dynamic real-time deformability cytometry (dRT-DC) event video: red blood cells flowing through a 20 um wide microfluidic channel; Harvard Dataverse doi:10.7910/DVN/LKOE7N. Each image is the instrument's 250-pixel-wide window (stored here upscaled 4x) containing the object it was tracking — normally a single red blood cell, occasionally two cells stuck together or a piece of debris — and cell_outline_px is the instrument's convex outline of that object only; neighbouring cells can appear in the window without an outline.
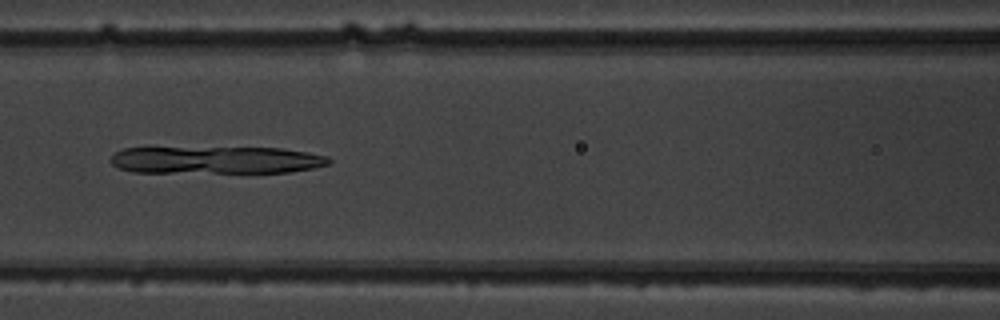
{"species": "common noctule bat (a hibernating species)", "species_latin": "Nyctalus noctula", "temperature_condition": "warm", "stored_images_in_passage": 6, "camera_frame_rate_fps": 3000, "um_per_image_px": 0.085, "animal": {"sex": "male", "body_mass_g": 19.5, "forearm_length_mm": 54.6}, "frame": {"image": 1, "passage_image": 3, "time_ms": 2.333, "image_size_px": [1000, 320], "cell_outline_px": [[332, 160], [328, 164], [312, 168], [288, 172], [132, 172], [120, 168], [112, 164], [108, 160], [116, 152], [124, 148], [284, 148], [308, 152], [328, 156]], "centroid_in_image_um": [18.38, 13.6], "position_along_channel_um": 148.2, "area_um2": 34.62}}
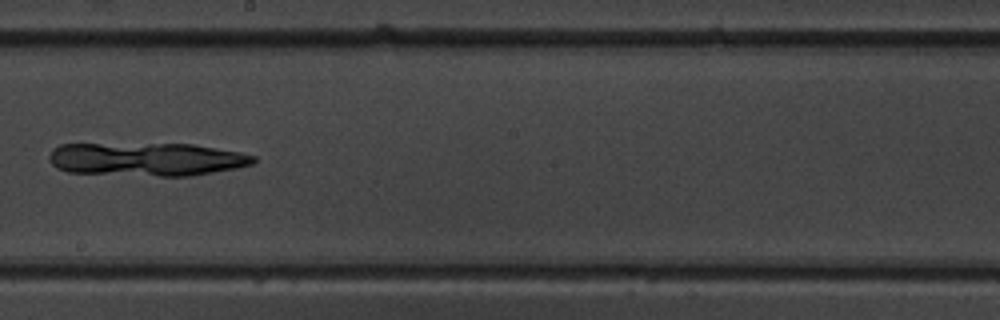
{"frame": {"image": 2, "passage_image": 5, "time_ms": 4.667, "image_size_px": [1000, 320], "cell_outline_px": [[256, 160], [252, 164], [236, 168], [192, 176], [160, 176], [68, 172], [56, 168], [48, 160], [48, 156], [52, 148], [60, 144], [192, 144], [240, 152], [256, 156]], "centroid_in_image_um": [12.44, 13.53], "position_along_channel_um": 235.8, "area_um2": 39.82}}
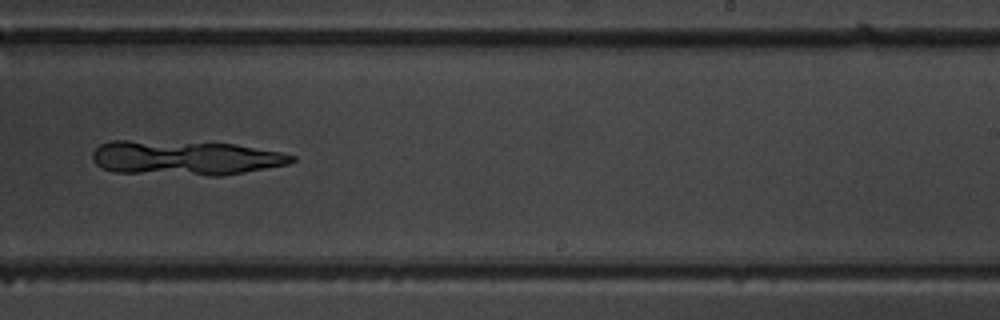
{"frame": {"image": 3, "passage_image": 6, "time_ms": 5.667, "image_size_px": [1000, 320], "cell_outline_px": [[296, 160], [288, 164], [244, 172], [220, 176], [208, 176], [112, 172], [96, 164], [92, 160], [92, 152], [100, 144], [112, 140], [128, 140], [236, 144], [280, 152], [296, 156]], "centroid_in_image_um": [15.72, 13.43], "position_along_channel_um": 273.3, "area_um2": 40.29}}